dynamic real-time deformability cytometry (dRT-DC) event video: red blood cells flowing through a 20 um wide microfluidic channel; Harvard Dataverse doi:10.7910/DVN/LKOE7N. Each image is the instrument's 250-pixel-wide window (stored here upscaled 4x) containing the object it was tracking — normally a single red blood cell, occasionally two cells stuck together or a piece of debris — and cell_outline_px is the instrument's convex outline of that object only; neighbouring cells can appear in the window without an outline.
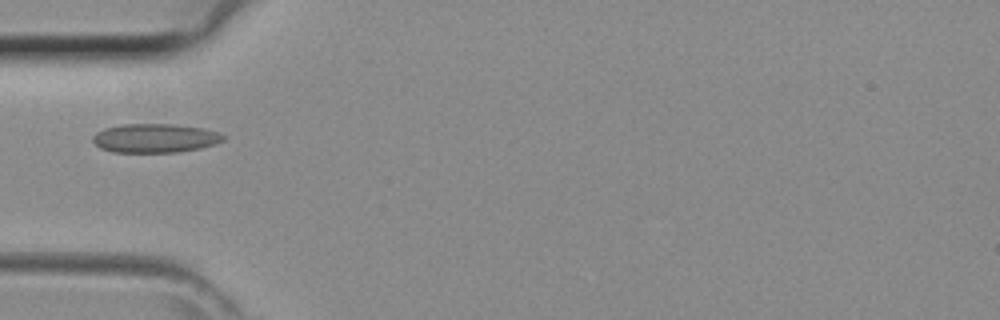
{"species": "common noctule bat (a hibernating species)", "species_latin": "Nyctalus noctula", "temperature_condition": "room temperature", "stored_images_in_passage": 27, "camera_frame_rate_fps": 3000, "um_per_image_px": 0.085, "animal": {"sex": "female", "body_mass_g": 29.2, "forearm_length_mm": 56.3}, "frame": {"image": 1, "passage_image": 1, "time_ms": 0.0, "image_size_px": [1000, 320], "cell_outline_px": [[228, 136], [224, 140], [216, 144], [200, 148], [180, 152], [112, 152], [100, 148], [92, 140], [92, 136], [96, 132], [104, 128], [120, 124], [176, 124], [204, 128]], "centroid_in_image_um": [13.19, 11.74], "position_along_channel_um": 71.8, "area_um2": 22.25}}
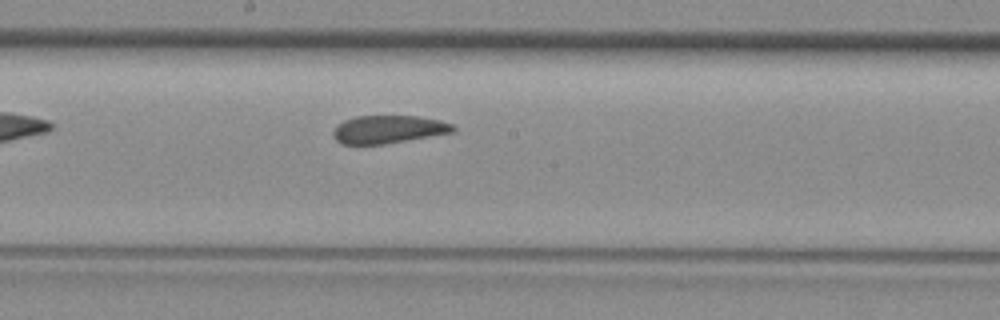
{"frame": {"image": 2, "passage_image": 10, "time_ms": 3.0, "image_size_px": [1000, 320], "cell_outline_px": [[456, 132], [384, 144], [340, 144], [332, 136], [332, 132], [336, 124], [344, 120], [356, 116], [416, 116], [440, 120], [452, 124], [456, 128]], "centroid_in_image_um": [32.99, 11.0], "position_along_channel_um": 215.2, "area_um2": 19.71}}
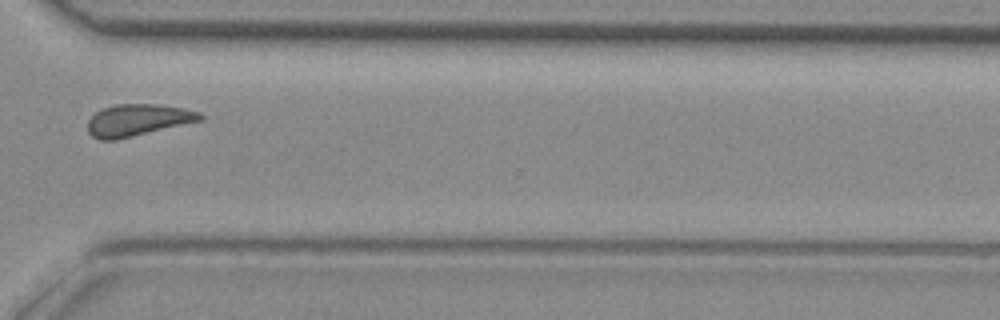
{"frame": {"image": 3, "passage_image": 19, "time_ms": 6.0, "image_size_px": [1000, 320], "cell_outline_px": [[204, 120], [116, 140], [100, 140], [92, 136], [88, 132], [88, 120], [96, 112], [104, 108], [116, 104], [156, 104], [184, 108], [200, 112], [204, 116]], "centroid_in_image_um": [11.73, 10.21], "position_along_channel_um": 358.9, "area_um2": 20.92}}